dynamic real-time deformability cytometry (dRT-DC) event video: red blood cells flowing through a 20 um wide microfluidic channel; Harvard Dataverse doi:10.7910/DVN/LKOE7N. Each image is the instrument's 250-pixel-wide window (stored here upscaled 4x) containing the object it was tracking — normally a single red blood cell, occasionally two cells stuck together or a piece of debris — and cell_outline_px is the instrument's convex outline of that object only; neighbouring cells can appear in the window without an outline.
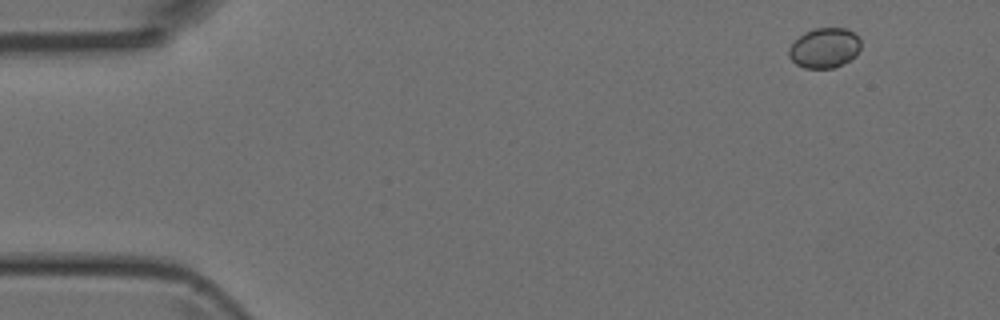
{"species": "Egyptian fruit bat (a non-hibernating species)", "species_latin": "Rousettus aegyptiacus", "temperature_condition": "room temperature", "stored_images_in_passage": 5, "camera_frame_rate_fps": 3000, "um_per_image_px": 0.085, "animal": {"sex": "female"}, "frame": {"image": 1, "passage_image": 1, "time_ms": 0.0, "image_size_px": [1000, 320], "cell_outline_px": [[860, 48], [856, 56], [832, 68], [804, 68], [796, 64], [788, 56], [788, 48], [804, 32], [816, 28], [844, 28], [852, 32], [860, 40]], "centroid_in_image_um": [70.06, 4.08], "position_along_channel_um": 14.9, "area_um2": 16.59}}
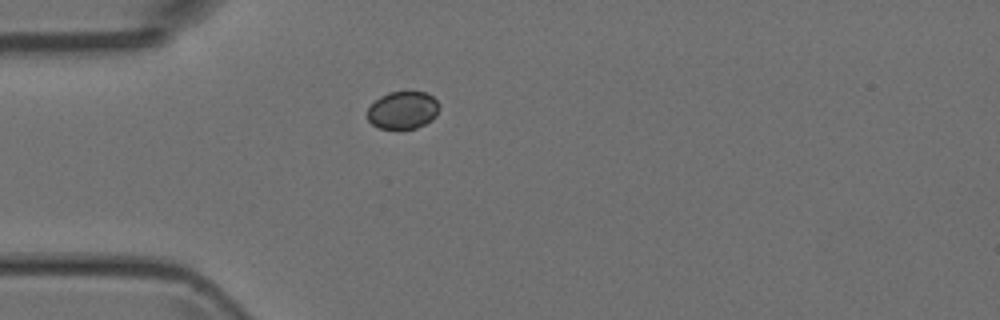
{"frame": {"image": 2, "passage_image": 4, "time_ms": 3.333, "image_size_px": [1000, 320], "cell_outline_px": [[440, 108], [436, 116], [432, 120], [416, 128], [380, 128], [372, 124], [368, 120], [368, 108], [380, 96], [388, 92], [428, 92], [440, 104]], "centroid_in_image_um": [34.27, 9.35], "position_along_channel_um": 50.7, "area_um2": 15.72}}
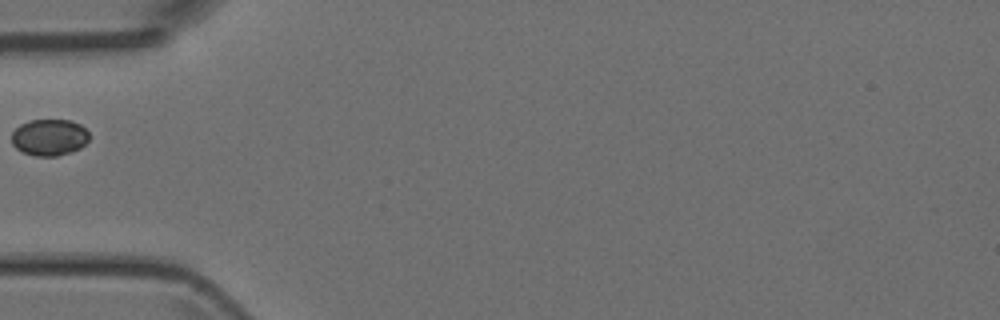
{"frame": {"image": 3, "passage_image": 5, "time_ms": 4.333, "image_size_px": [1000, 320], "cell_outline_px": [[88, 140], [80, 148], [72, 152], [56, 156], [36, 156], [24, 152], [16, 148], [12, 144], [12, 132], [20, 124], [32, 120], [72, 120], [80, 124], [88, 132]], "centroid_in_image_um": [4.19, 11.67], "position_along_channel_um": 80.8, "area_um2": 16.47}}